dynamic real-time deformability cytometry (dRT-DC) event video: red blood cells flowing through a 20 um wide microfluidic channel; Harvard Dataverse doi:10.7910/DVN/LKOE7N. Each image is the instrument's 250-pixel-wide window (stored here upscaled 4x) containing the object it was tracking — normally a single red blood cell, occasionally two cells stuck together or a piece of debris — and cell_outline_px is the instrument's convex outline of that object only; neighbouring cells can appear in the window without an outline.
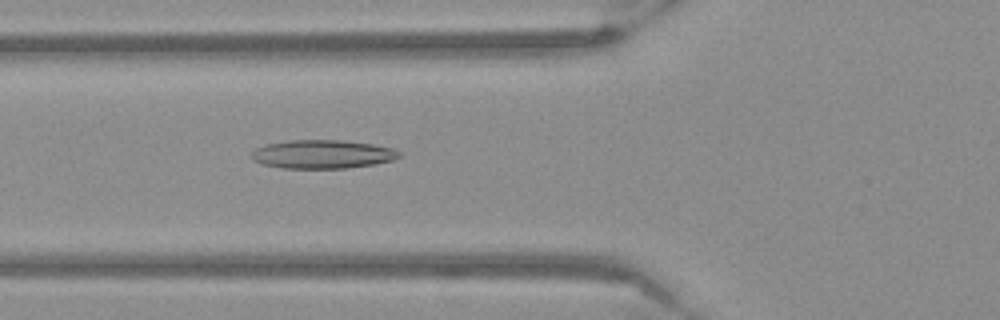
{"species": "Egyptian fruit bat (a non-hibernating species)", "species_latin": "Rousettus aegyptiacus", "temperature_condition": "warm", "stored_images_in_passage": 53, "camera_frame_rate_fps": 3000, "um_per_image_px": 0.085, "frame": {"image": 1, "passage_image": 20, "time_ms": 6.333, "image_size_px": [1000, 320], "cell_outline_px": [[400, 156], [392, 160], [372, 164], [348, 168], [284, 168], [264, 164], [252, 160], [252, 152], [256, 148], [268, 144], [288, 140], [344, 140], [372, 144], [392, 148], [400, 152]], "centroid_in_image_um": [27.41, 13.1], "position_along_channel_um": 98.4, "area_um2": 24.39}}
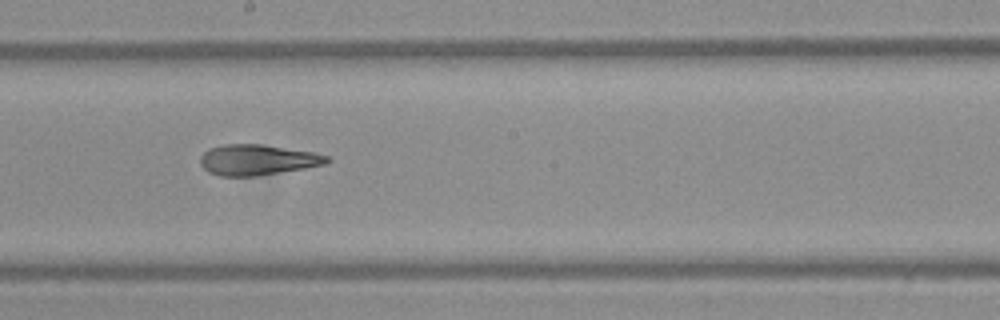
{"frame": {"image": 2, "passage_image": 30, "time_ms": 9.667, "image_size_px": [1000, 320], "cell_outline_px": [[332, 160], [328, 164], [256, 176], [220, 176], [208, 172], [200, 164], [200, 156], [208, 148], [224, 144], [260, 144], [312, 152], [328, 156]], "centroid_in_image_um": [21.87, 13.59], "position_along_channel_um": 226.3, "area_um2": 22.6}}
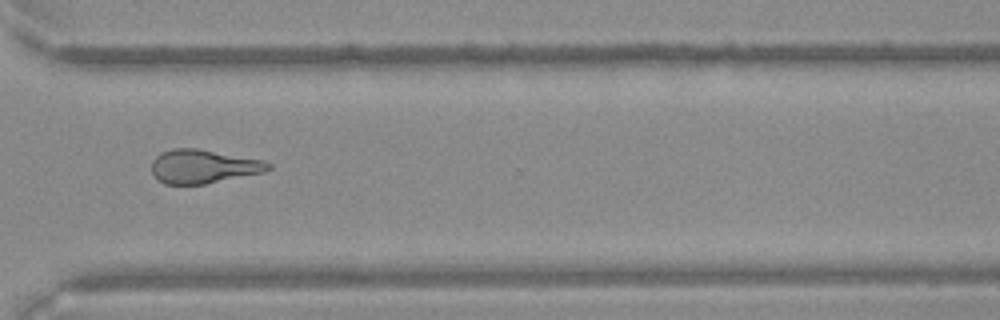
{"frame": {"image": 3, "passage_image": 40, "time_ms": 13.0, "image_size_px": [1000, 320], "cell_outline_px": [[272, 168], [264, 172], [204, 184], [164, 184], [152, 172], [152, 160], [160, 152], [172, 148], [196, 148], [264, 160], [272, 164]], "centroid_in_image_um": [17.29, 14.14], "position_along_channel_um": 353.3, "area_um2": 22.89}}